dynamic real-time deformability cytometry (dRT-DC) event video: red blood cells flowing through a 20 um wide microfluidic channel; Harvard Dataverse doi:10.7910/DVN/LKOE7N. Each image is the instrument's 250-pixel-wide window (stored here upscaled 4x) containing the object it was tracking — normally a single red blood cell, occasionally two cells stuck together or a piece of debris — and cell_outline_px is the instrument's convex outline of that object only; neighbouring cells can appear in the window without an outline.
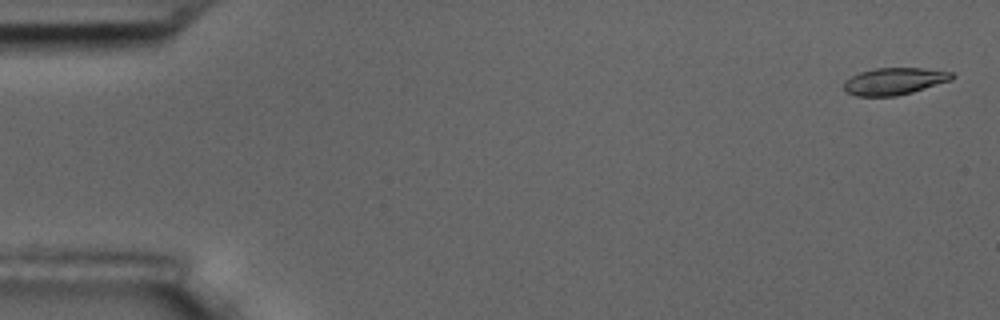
{"species": "common noctule bat (a hibernating species)", "species_latin": "Nyctalus noctula", "temperature_condition": "room temperature", "stored_images_in_passage": 5, "camera_frame_rate_fps": 3000, "um_per_image_px": 0.085, "animal": {"sex": "male", "body_mass_g": 17.5, "forearm_length_mm": 52.3}, "frame": {"image": 1, "passage_image": 1, "time_ms": 0.0, "image_size_px": [1000, 320], "cell_outline_px": [[956, 76], [952, 80], [912, 92], [896, 96], [856, 96], [848, 92], [844, 88], [844, 80], [860, 72], [876, 68], [924, 68], [952, 72]], "centroid_in_image_um": [76.04, 6.9], "position_along_channel_um": 9.0, "area_um2": 16.99}}
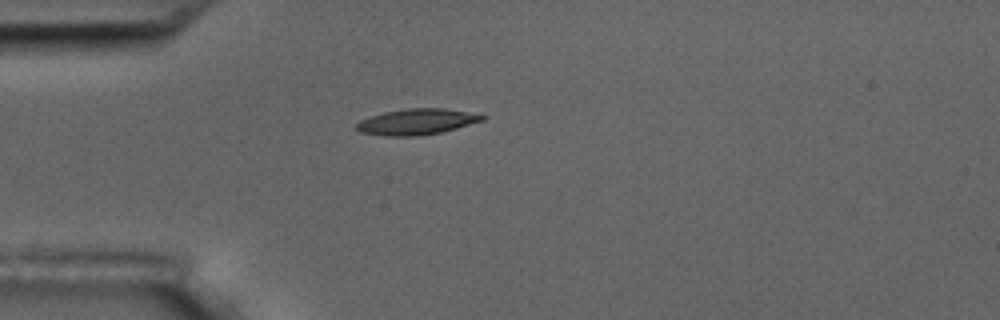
{"frame": {"image": 2, "passage_image": 5, "time_ms": 4.667, "image_size_px": [1000, 320], "cell_outline_px": [[488, 116], [484, 120], [444, 132], [420, 136], [384, 136], [360, 132], [352, 128], [360, 120], [384, 112], [408, 108], [444, 108], [468, 112]], "centroid_in_image_um": [35.41, 10.36], "position_along_channel_um": 49.6, "area_um2": 19.19}}